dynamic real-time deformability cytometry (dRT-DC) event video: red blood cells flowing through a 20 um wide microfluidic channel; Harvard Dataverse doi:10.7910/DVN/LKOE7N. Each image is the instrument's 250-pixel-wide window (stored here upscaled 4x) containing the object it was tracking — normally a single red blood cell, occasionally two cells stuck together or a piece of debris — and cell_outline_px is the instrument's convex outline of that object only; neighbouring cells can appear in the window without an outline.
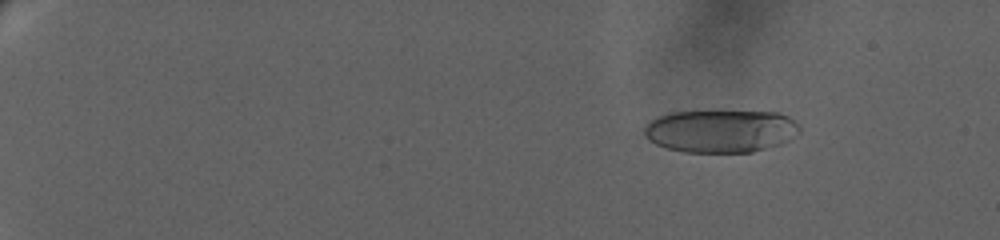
{"species": "human", "species_latin": "Homo sapiens", "temperature_condition": "warm", "stored_images_in_passage": 22, "camera_frame_rate_fps": 3000, "um_per_image_px": 0.085, "donor": {"sex": "female"}, "frame": {"image": 1, "passage_image": 8, "time_ms": 3.667, "image_size_px": [1000, 240], "cell_outline_px": [[800, 132], [796, 136], [780, 144], [752, 152], [684, 152], [668, 148], [656, 144], [648, 140], [644, 136], [644, 128], [652, 120], [660, 116], [672, 112], [720, 108], [780, 112], [788, 116], [800, 124]], "centroid_in_image_um": [61.31, 11.08], "position_along_channel_um": 23.7, "area_um2": 40.17}}
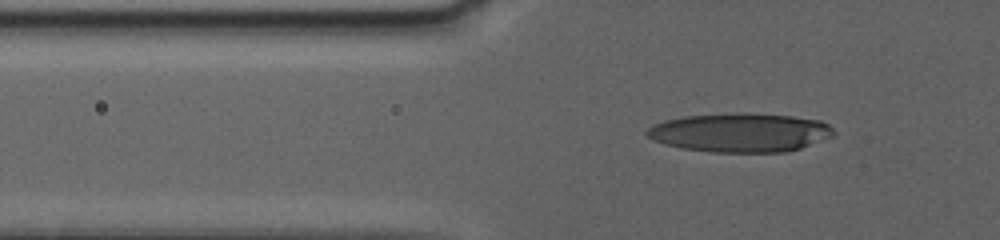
{"frame": {"image": 2, "passage_image": 19, "time_ms": 9.333, "image_size_px": [1000, 240], "cell_outline_px": [[836, 132], [832, 136], [800, 148], [784, 152], [712, 152], [680, 148], [664, 144], [652, 140], [644, 132], [652, 124], [664, 120], [684, 116], [740, 112], [744, 112], [792, 116], [820, 120], [828, 124]], "centroid_in_image_um": [62.87, 11.26], "position_along_channel_um": 62.9, "area_um2": 42.6}}
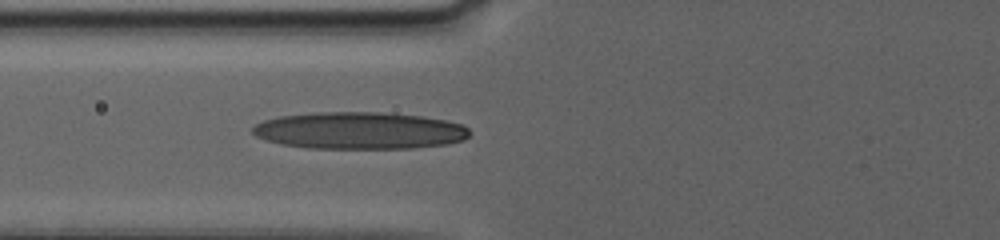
{"frame": {"image": 3, "passage_image": 22, "time_ms": 11.0, "image_size_px": [1000, 240], "cell_outline_px": [[472, 132], [464, 140], [448, 144], [412, 148], [304, 148], [280, 144], [256, 136], [252, 132], [252, 128], [256, 124], [264, 120], [280, 116], [316, 112], [380, 112], [424, 116], [448, 120], [464, 124]], "centroid_in_image_um": [30.61, 11.09], "position_along_channel_um": 95.2, "area_um2": 47.22}}